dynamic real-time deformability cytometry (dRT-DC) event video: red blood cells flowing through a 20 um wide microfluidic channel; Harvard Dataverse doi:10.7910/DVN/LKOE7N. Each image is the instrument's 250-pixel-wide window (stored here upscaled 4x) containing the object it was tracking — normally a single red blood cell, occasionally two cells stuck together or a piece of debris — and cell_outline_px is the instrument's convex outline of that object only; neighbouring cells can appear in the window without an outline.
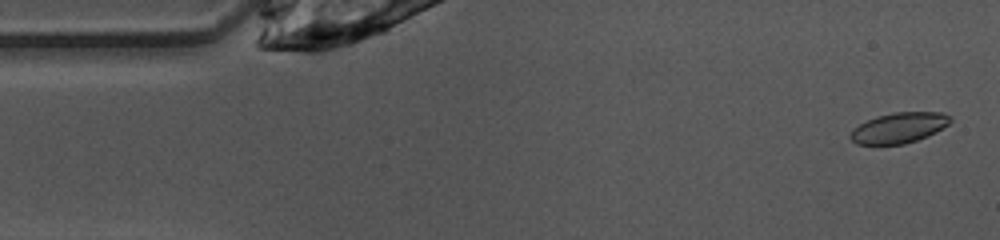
{"species": "common noctule bat (a hibernating species)", "species_latin": "Nyctalus noctula", "temperature_condition": "warm", "stored_images_in_passage": 49, "camera_frame_rate_fps": 3000, "um_per_image_px": 0.085, "animal": {"sex": "female", "body_mass_g": 10.0, "forearm_length_mm": 53.1}, "frame": {"image": 1, "passage_image": 2, "time_ms": 0.333, "image_size_px": [1000, 240], "cell_outline_px": [[952, 120], [948, 124], [936, 132], [916, 140], [904, 144], [856, 144], [848, 136], [852, 128], [876, 116], [892, 112], [940, 112], [952, 116]], "centroid_in_image_um": [76.4, 10.85], "position_along_channel_um": 8.6, "area_um2": 17.74}}
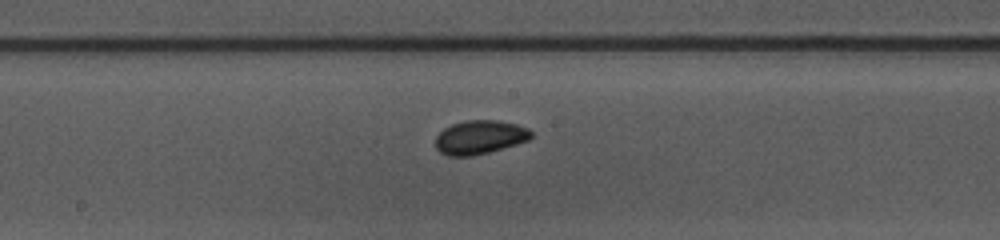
{"frame": {"image": 2, "passage_image": 24, "time_ms": 7.667, "image_size_px": [1000, 240], "cell_outline_px": [[532, 136], [528, 140], [516, 144], [488, 152], [472, 156], [448, 156], [440, 152], [436, 148], [436, 136], [444, 128], [452, 124], [464, 120], [496, 120], [516, 124], [528, 128], [532, 132]], "centroid_in_image_um": [40.77, 11.66], "position_along_channel_um": 207.4, "area_um2": 18.79}}
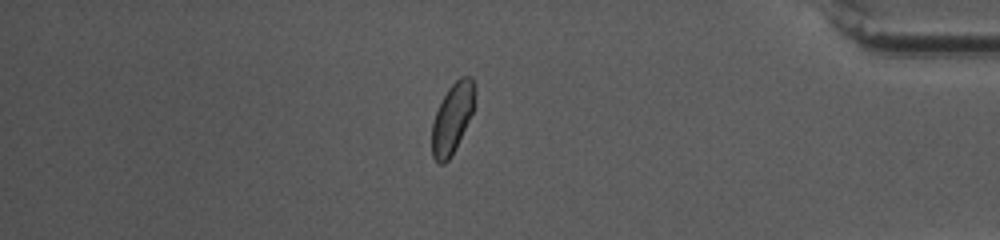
{"frame": {"image": 3, "passage_image": 41, "time_ms": 13.333, "image_size_px": [1000, 240], "cell_outline_px": [[472, 112], [452, 156], [444, 164], [440, 164], [432, 156], [432, 124], [436, 112], [448, 88], [460, 76], [472, 76]], "centroid_in_image_um": [38.4, 10.1], "position_along_channel_um": 396.8, "area_um2": 16.82}, "authors_computed_cell_mechanics": {"area_um2": 17.9758, "velocity_mm_per_s": 4.0189, "shape_relaxation_time_tau1_ms": 6.4545, "shape_relaxation_time_tau2_ms": 1.8692, "deformation_change_tau1": 0.1322, "deformation_change_tau2": 0.0428}}